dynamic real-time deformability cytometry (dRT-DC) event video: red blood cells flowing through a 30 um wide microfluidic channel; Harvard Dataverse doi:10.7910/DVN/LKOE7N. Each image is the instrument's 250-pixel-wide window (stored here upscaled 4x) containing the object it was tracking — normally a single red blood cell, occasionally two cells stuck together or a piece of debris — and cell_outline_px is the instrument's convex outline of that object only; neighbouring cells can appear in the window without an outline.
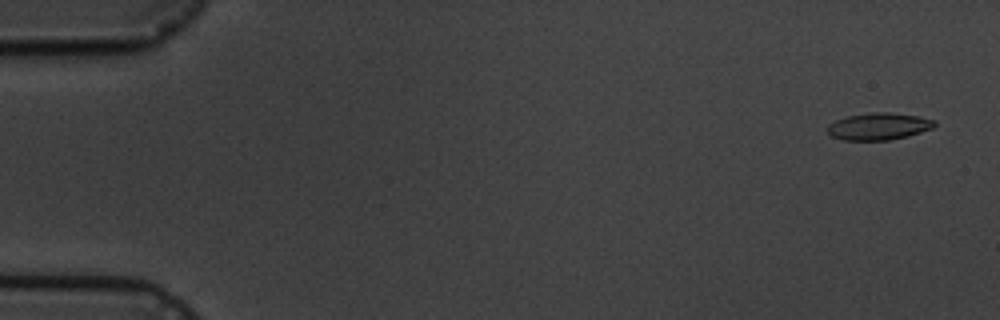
{"species": "common noctule bat (a hibernating species)", "species_latin": "Nyctalus noctula", "temperature_condition": "cold", "stored_images_in_passage": 4, "camera_frame_rate_fps": 3000, "um_per_image_px": 0.085, "animal": {"sex": "male", "body_mass_g": 19.5, "forearm_length_mm": 54.6}, "frame": {"image": 1, "passage_image": 1, "time_ms": 0.0, "image_size_px": [1000, 320], "cell_outline_px": [[936, 124], [932, 128], [908, 136], [888, 140], [844, 140], [832, 136], [828, 132], [828, 124], [836, 120], [848, 116], [872, 112], [888, 112], [920, 116], [936, 120]], "centroid_in_image_um": [74.71, 10.73], "position_along_channel_um": 10.3, "area_um2": 16.82}}
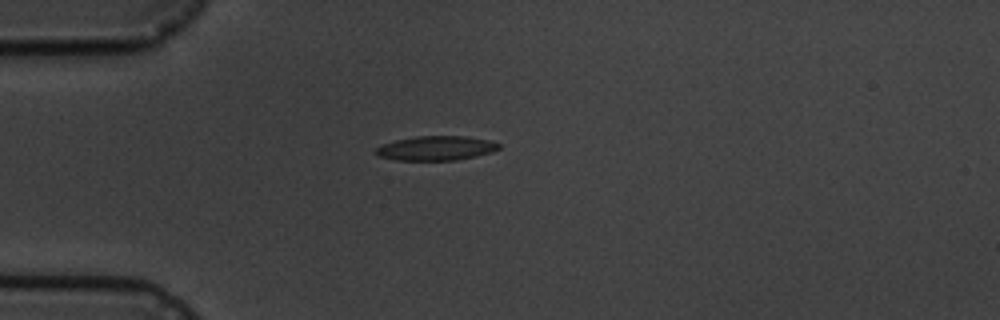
{"frame": {"image": 2, "passage_image": 4, "time_ms": 4.333, "image_size_px": [1000, 320], "cell_outline_px": [[500, 148], [492, 152], [476, 156], [456, 160], [396, 160], [380, 156], [372, 152], [376, 148], [384, 144], [396, 140], [416, 136], [464, 136], [488, 140], [500, 144]], "centroid_in_image_um": [37.06, 12.6], "position_along_channel_um": 47.9, "area_um2": 17.4}}